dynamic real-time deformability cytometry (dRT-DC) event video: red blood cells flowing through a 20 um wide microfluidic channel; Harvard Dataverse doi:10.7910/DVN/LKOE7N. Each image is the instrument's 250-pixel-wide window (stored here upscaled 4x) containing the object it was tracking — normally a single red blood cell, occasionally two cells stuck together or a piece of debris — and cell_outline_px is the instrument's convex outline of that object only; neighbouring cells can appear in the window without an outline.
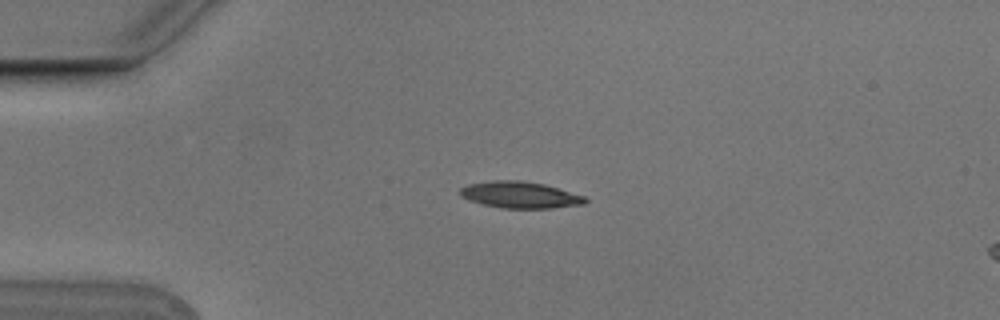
{"species": "Egyptian fruit bat (a non-hibernating species)", "species_latin": "Rousettus aegyptiacus", "temperature_condition": "cold", "stored_images_in_passage": 5, "camera_frame_rate_fps": 3000, "um_per_image_px": 0.085, "animal": {"sex": "male"}, "frame": {"image": 1, "passage_image": 3, "time_ms": 0.667, "image_size_px": [1000, 320], "cell_outline_px": [[588, 200], [584, 204], [552, 208], [504, 208], [484, 204], [460, 196], [460, 188], [468, 184], [496, 180], [516, 180], [544, 184], [584, 196]], "centroid_in_image_um": [44.21, 16.56], "position_along_channel_um": 40.8, "area_um2": 19.02}}